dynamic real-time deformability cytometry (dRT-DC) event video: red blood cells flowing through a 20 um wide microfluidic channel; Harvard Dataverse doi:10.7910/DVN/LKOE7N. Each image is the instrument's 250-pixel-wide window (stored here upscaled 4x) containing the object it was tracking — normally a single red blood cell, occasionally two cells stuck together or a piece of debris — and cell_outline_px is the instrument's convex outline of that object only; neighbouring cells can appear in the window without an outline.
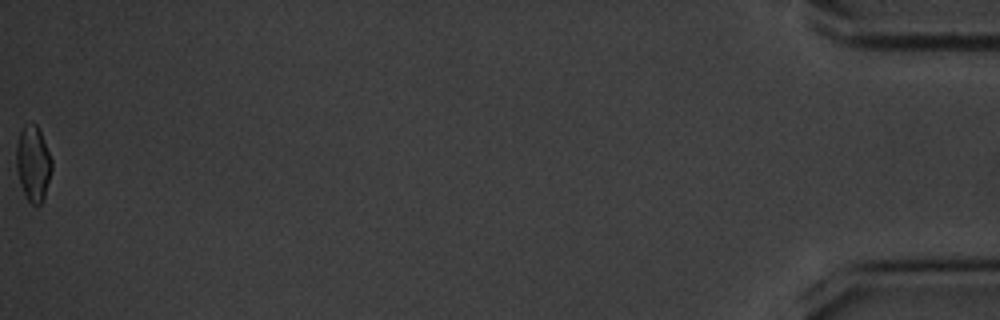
{"species": "common noctule bat (a hibernating species)", "species_latin": "Nyctalus noctula", "temperature_condition": "cold", "stored_images_in_passage": 56, "camera_frame_rate_fps": 3000, "um_per_image_px": 0.085, "animal": {"sex": "male", "body_mass_g": 20.1, "forearm_length_mm": 53.5}, "frame": {"image": 1, "passage_image": 56, "time_ms": 18.333, "image_size_px": [1000, 320], "cell_outline_px": [[52, 168], [44, 196], [40, 204], [32, 204], [28, 200], [20, 184], [16, 168], [16, 144], [20, 132], [24, 124], [32, 120], [36, 124], [44, 140], [52, 160]], "centroid_in_image_um": [2.8, 13.83], "position_along_channel_um": 432.4, "area_um2": 15.55}, "authors_computed_cell_mechanics": {"area_um2": 16.5597, "velocity_mm_per_s": 3.5371, "shape_relaxation_time_tau1_ms": 4.1128, "shape_relaxation_time_tau2_ms": 2.2784, "deformation_change_tau1": 0.1464, "deformation_change_tau2": 0.0456}}